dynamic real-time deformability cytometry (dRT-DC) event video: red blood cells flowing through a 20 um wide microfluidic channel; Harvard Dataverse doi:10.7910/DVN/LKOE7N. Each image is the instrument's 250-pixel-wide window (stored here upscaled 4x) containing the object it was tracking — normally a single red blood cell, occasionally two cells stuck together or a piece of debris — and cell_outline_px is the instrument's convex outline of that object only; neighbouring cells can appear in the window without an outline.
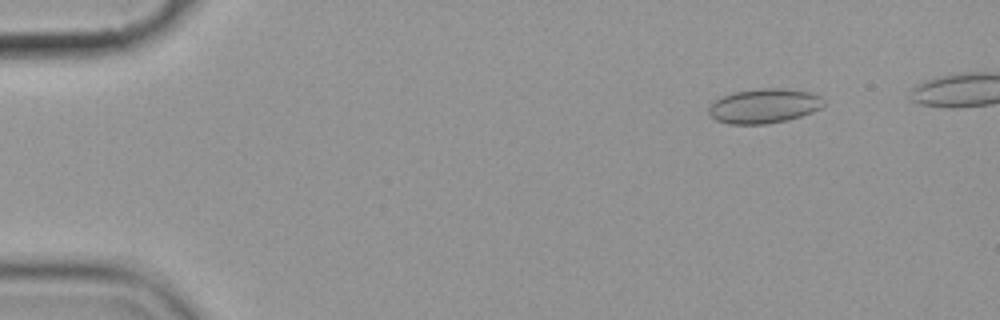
{"species": "common noctule bat (a hibernating species)", "species_latin": "Nyctalus noctula", "temperature_condition": "cold", "stored_images_in_passage": 5, "camera_frame_rate_fps": 3000, "um_per_image_px": 0.085, "animal": {"sex": "female", "body_mass_g": 19.9}, "frame": {"image": 1, "passage_image": 1, "time_ms": 0.0, "image_size_px": [1000, 320], "cell_outline_px": [[824, 104], [820, 108], [812, 112], [788, 120], [764, 124], [732, 124], [716, 120], [708, 116], [708, 108], [716, 100], [732, 92], [764, 88], [784, 88], [812, 92], [820, 96], [824, 100]], "centroid_in_image_um": [64.95, 9.0], "position_along_channel_um": 20.0, "area_um2": 23.18}}
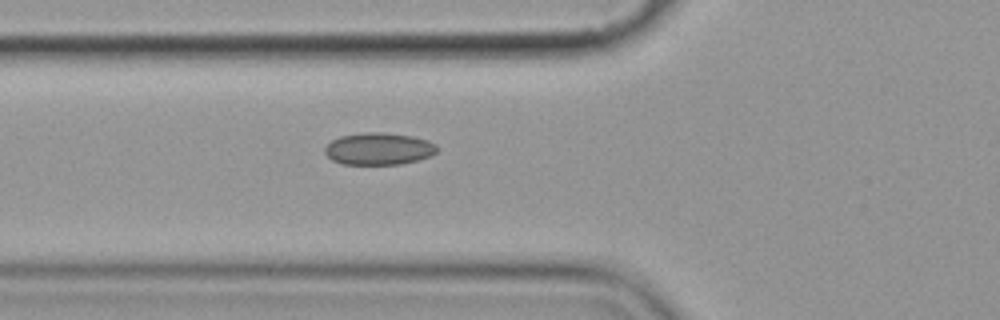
{"frame": {"image": 2, "passage_image": 5, "time_ms": 4.667, "image_size_px": [1000, 320], "cell_outline_px": [[440, 148], [432, 156], [420, 160], [400, 164], [340, 164], [332, 160], [324, 152], [324, 148], [332, 140], [340, 136], [364, 132], [380, 132], [412, 136], [428, 140], [436, 144]], "centroid_in_image_um": [32.22, 12.65], "position_along_channel_um": 93.6, "area_um2": 21.21}}